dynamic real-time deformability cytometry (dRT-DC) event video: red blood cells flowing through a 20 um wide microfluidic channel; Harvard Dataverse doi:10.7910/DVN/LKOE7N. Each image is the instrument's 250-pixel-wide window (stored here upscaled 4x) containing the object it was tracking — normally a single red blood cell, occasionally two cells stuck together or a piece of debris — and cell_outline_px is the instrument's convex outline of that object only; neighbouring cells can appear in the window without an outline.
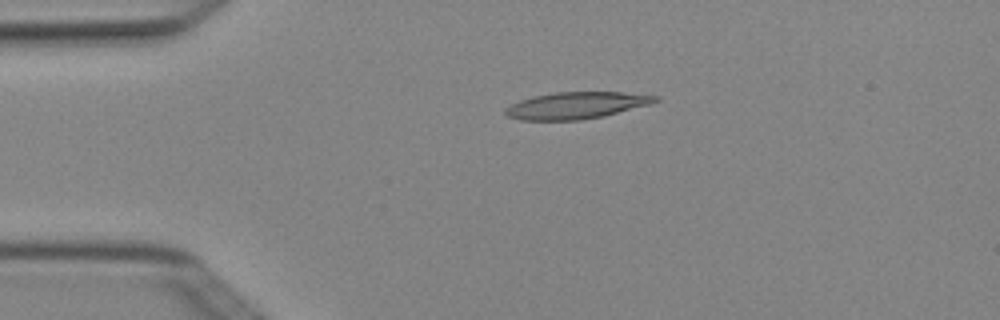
{"species": "Egyptian fruit bat (a non-hibernating species)", "species_latin": "Rousettus aegyptiacus", "temperature_condition": "cold", "stored_images_in_passage": 3, "camera_frame_rate_fps": 3000, "um_per_image_px": 0.085, "animal": {"sex": "female"}, "frame": {"image": 1, "passage_image": 3, "time_ms": 0.667, "image_size_px": [1000, 320], "cell_outline_px": [[660, 100], [652, 104], [604, 116], [580, 120], [520, 120], [508, 116], [504, 112], [504, 108], [508, 104], [532, 96], [552, 92], [624, 92], [660, 96]], "centroid_in_image_um": [48.99, 8.95], "position_along_channel_um": 36.0, "area_um2": 23.76}}